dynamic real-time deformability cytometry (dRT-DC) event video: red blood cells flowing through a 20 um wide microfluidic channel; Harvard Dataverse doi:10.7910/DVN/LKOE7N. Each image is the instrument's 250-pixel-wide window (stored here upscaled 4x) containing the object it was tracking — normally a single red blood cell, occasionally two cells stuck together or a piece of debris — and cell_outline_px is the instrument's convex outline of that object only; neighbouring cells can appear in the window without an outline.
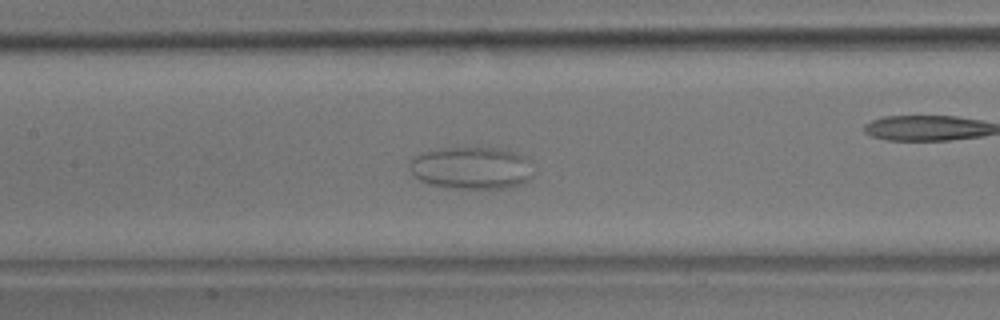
{"species": "common noctule bat (a hibernating species)", "species_latin": "Nyctalus noctula", "temperature_condition": "room temperature", "stored_images_in_passage": 61, "camera_frame_rate_fps": 3000, "um_per_image_px": 0.085, "animal": {"sex": "male", "body_mass_g": 17.9}, "frame": {"image": 1, "passage_image": 29, "time_ms": 9.333, "image_size_px": [1000, 320], "cell_outline_px": [[532, 176], [528, 180], [520, 184], [508, 188], [448, 188], [428, 184], [412, 176], [408, 168], [408, 160], [424, 152], [440, 148], [504, 148], [524, 156], [528, 160]], "centroid_in_image_um": [40.01, 14.28], "position_along_channel_um": 167.4, "area_um2": 30.75}}
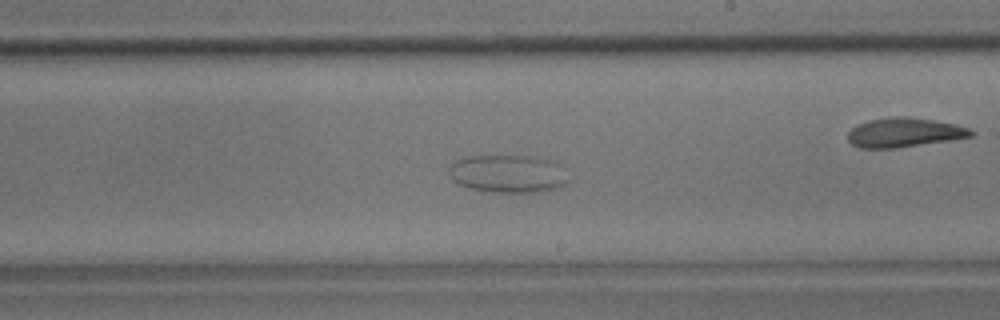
{"frame": {"image": 2, "passage_image": 36, "time_ms": 11.667, "image_size_px": [1000, 320], "cell_outline_px": [[568, 180], [560, 188], [544, 192], [492, 192], [472, 188], [460, 184], [452, 180], [448, 172], [448, 168], [456, 160], [464, 156], [536, 156], [556, 160], [560, 164]], "centroid_in_image_um": [43.21, 14.76], "position_along_channel_um": 245.8, "area_um2": 26.7}}
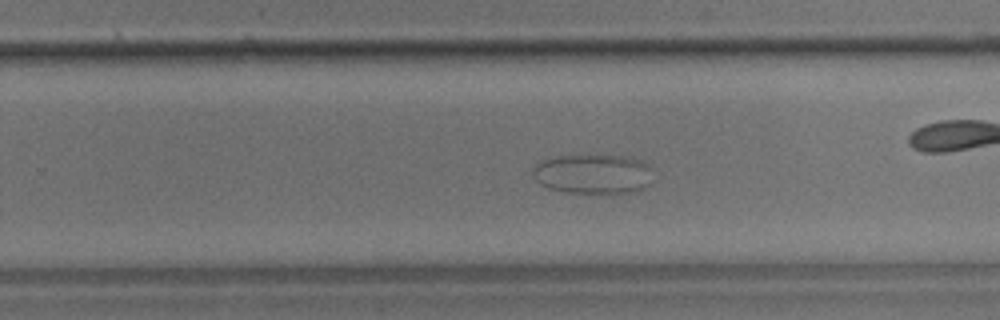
{"frame": {"image": 3, "passage_image": 39, "time_ms": 12.667, "image_size_px": [1000, 320], "cell_outline_px": [[652, 184], [640, 192], [564, 192], [548, 188], [540, 184], [532, 176], [532, 168], [540, 160], [552, 156], [620, 156], [640, 160], [648, 164]], "centroid_in_image_um": [50.38, 14.79], "position_along_channel_um": 279.4, "area_um2": 27.8}}